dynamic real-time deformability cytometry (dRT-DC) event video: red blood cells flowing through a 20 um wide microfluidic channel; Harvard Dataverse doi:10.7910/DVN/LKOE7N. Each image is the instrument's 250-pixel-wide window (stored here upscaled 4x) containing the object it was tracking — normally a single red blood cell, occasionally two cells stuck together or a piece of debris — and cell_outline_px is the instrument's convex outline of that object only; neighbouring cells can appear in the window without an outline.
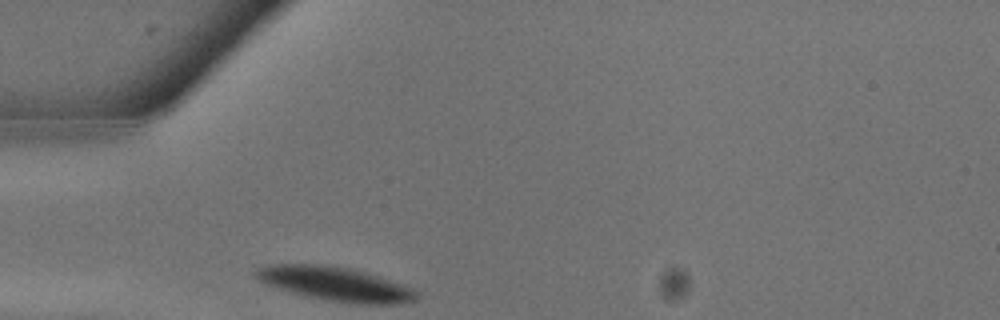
{"species": "common noctule bat (a hibernating species)", "species_latin": "Nyctalus noctula", "temperature_condition": "warm", "stored_images_in_passage": 3, "camera_frame_rate_fps": 3000, "um_per_image_px": 0.085, "animal": {"sex": "male", "body_mass_g": 13.3}, "frame": {"image": 1, "passage_image": 1, "time_ms": 0.0, "image_size_px": [1000, 320], "cell_outline_px": [[420, 296], [416, 300], [392, 304], [360, 304], [332, 300], [308, 296], [280, 288], [268, 284], [260, 280], [252, 272], [256, 268], [272, 264], [320, 264], [348, 268], [380, 276], [416, 288], [420, 292]], "centroid_in_image_um": [28.6, 24.12], "position_along_channel_um": 56.4, "area_um2": 31.62}}
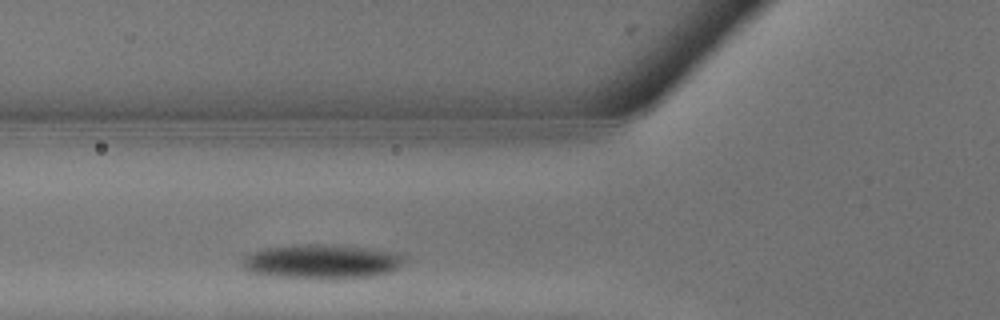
{"frame": {"image": 2, "passage_image": 3, "time_ms": 0.667, "image_size_px": [1000, 320], "cell_outline_px": [[404, 260], [396, 268], [388, 272], [368, 276], [324, 280], [316, 280], [276, 276], [248, 272], [240, 268], [244, 256], [264, 248], [296, 244], [320, 244], [368, 248], [392, 252], [400, 256]], "centroid_in_image_um": [27.22, 22.25], "position_along_channel_um": 98.6, "area_um2": 32.43}}